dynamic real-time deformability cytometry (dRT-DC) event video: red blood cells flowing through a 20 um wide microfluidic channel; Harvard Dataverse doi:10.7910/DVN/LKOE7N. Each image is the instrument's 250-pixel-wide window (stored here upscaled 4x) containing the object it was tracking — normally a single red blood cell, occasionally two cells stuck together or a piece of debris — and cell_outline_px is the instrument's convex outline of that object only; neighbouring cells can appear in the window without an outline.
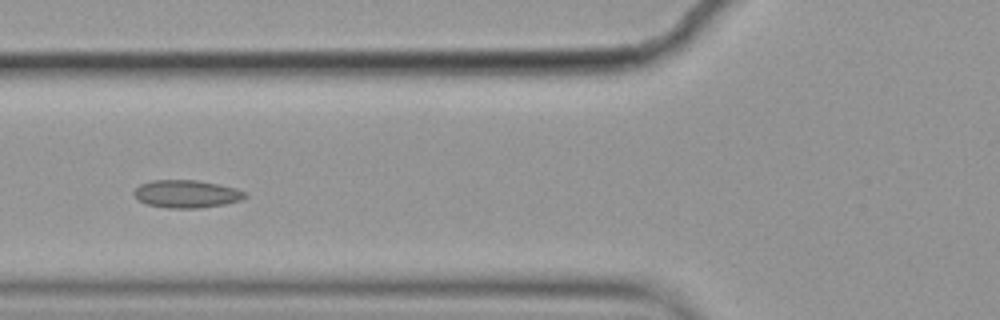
{"species": "common noctule bat (a hibernating species)", "species_latin": "Nyctalus noctula", "temperature_condition": "cold", "stored_images_in_passage": 7, "camera_frame_rate_fps": 3000, "um_per_image_px": 0.085, "animal": {"sex": "female", "body_mass_g": 19.9}, "frame": {"image": 1, "passage_image": 5, "time_ms": 1.333, "image_size_px": [1000, 320], "cell_outline_px": [[248, 196], [240, 200], [224, 204], [200, 208], [168, 208], [148, 204], [136, 200], [132, 192], [140, 184], [152, 180], [196, 180], [236, 188], [248, 192]], "centroid_in_image_um": [15.84, 16.48], "position_along_channel_um": 110.0, "area_um2": 18.03}}
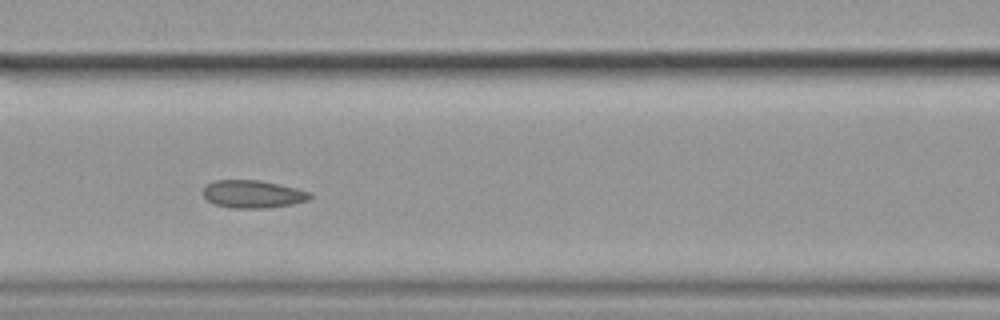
{"frame": {"image": 2, "passage_image": 6, "time_ms": 1.667, "image_size_px": [1000, 320], "cell_outline_px": [[312, 196], [308, 200], [292, 204], [268, 208], [232, 208], [216, 204], [208, 200], [200, 192], [208, 184], [216, 180], [260, 180], [296, 188], [312, 192]], "centroid_in_image_um": [21.5, 16.5], "position_along_channel_um": 145.1, "area_um2": 17.28}}
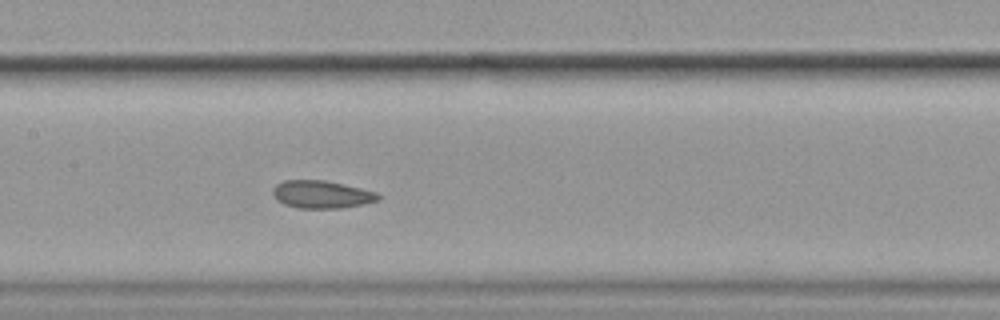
{"frame": {"image": 3, "passage_image": 7, "time_ms": 2.0, "image_size_px": [1000, 320], "cell_outline_px": [[380, 200], [364, 204], [340, 208], [300, 208], [284, 204], [276, 200], [272, 192], [272, 188], [276, 184], [284, 180], [324, 180], [344, 184], [376, 192], [380, 196]], "centroid_in_image_um": [27.32, 16.52], "position_along_channel_um": 180.1, "area_um2": 17.05}}